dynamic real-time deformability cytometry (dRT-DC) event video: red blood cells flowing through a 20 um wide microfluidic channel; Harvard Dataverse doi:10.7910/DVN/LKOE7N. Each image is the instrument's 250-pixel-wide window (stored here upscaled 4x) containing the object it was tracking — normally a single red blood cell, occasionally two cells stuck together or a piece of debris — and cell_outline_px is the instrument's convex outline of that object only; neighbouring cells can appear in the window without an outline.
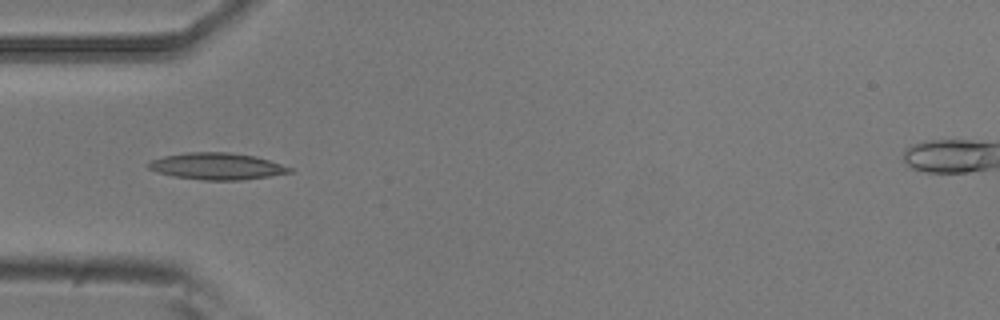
{"species": "common noctule bat (a hibernating species)", "species_latin": "Nyctalus noctula", "temperature_condition": "room temperature", "stored_images_in_passage": 6, "camera_frame_rate_fps": 3000, "um_per_image_px": 0.085, "animal": {"sex": "male", "body_mass_g": 20.5, "forearm_length_mm": 52.5}, "frame": {"image": 1, "passage_image": 4, "time_ms": 1.0, "image_size_px": [1000, 320], "cell_outline_px": [[292, 172], [268, 176], [240, 180], [204, 180], [172, 176], [156, 172], [148, 168], [148, 164], [152, 160], [164, 156], [184, 152], [228, 152], [256, 156], [292, 168]], "centroid_in_image_um": [18.4, 14.12], "position_along_channel_um": 66.6, "area_um2": 21.85}}
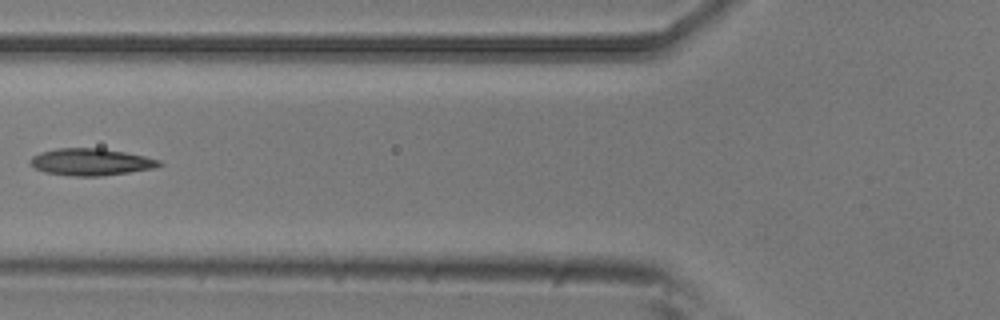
{"frame": {"image": 2, "passage_image": 5, "time_ms": 1.333, "image_size_px": [1000, 320], "cell_outline_px": [[164, 164], [156, 168], [100, 176], [72, 176], [44, 172], [28, 164], [28, 160], [32, 156], [40, 152], [56, 148], [100, 148], [124, 152], [144, 156], [160, 160]], "centroid_in_image_um": [7.7, 13.76], "position_along_channel_um": 118.1, "area_um2": 20.35}}
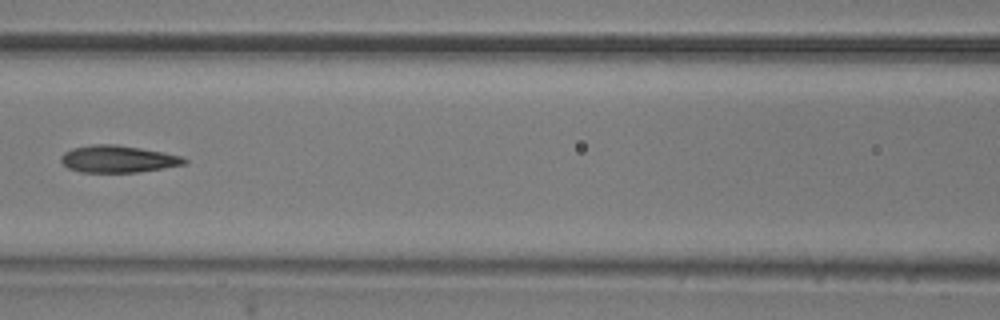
{"frame": {"image": 3, "passage_image": 6, "time_ms": 1.667, "image_size_px": [1000, 320], "cell_outline_px": [[188, 164], [164, 168], [136, 172], [80, 172], [68, 168], [60, 160], [60, 156], [64, 152], [72, 148], [92, 144], [116, 144], [164, 152], [184, 156], [188, 160]], "centroid_in_image_um": [10.06, 13.51], "position_along_channel_um": 156.5, "area_um2": 19.65}}